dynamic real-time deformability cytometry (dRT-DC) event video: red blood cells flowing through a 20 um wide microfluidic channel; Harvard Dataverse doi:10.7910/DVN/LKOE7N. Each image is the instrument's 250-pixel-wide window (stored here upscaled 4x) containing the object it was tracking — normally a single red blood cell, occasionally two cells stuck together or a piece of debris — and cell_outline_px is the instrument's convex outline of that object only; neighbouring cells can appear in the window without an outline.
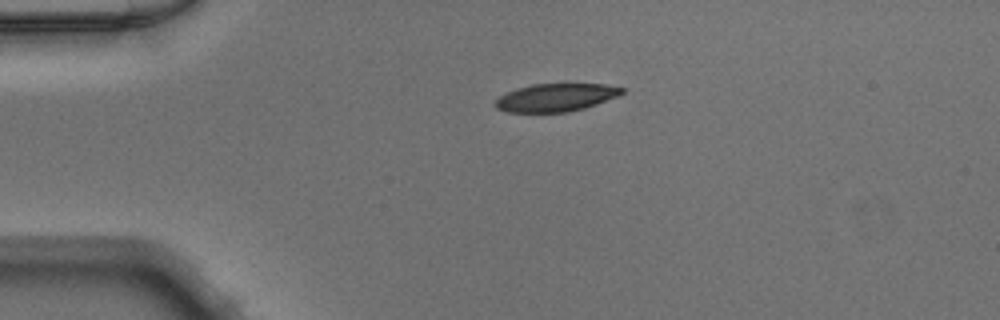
{"species": "Egyptian fruit bat (a non-hibernating species)", "species_latin": "Rousettus aegyptiacus", "temperature_condition": "warm", "stored_images_in_passage": 39, "camera_frame_rate_fps": 3000, "um_per_image_px": 0.085, "animal": {"sex": "male"}, "frame": {"image": 1, "passage_image": 1, "time_ms": 0.0, "image_size_px": [1000, 320], "cell_outline_px": [[624, 92], [620, 96], [584, 108], [568, 112], [508, 112], [496, 108], [492, 104], [492, 100], [516, 88], [532, 84], [604, 84], [624, 88]], "centroid_in_image_um": [47.22, 8.29], "position_along_channel_um": 37.8, "area_um2": 20.75}}
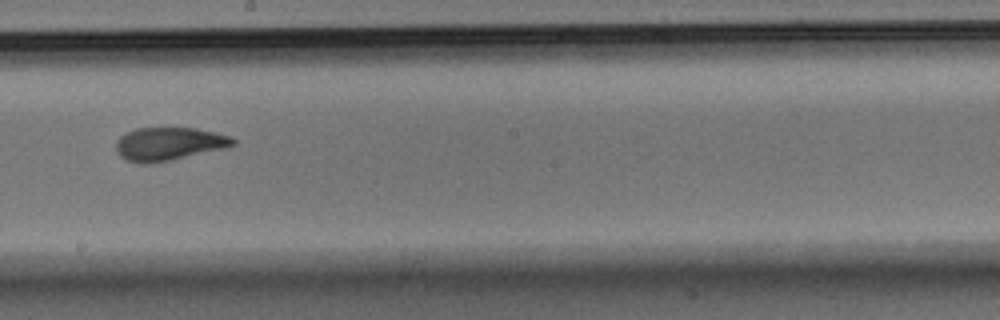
{"frame": {"image": 2, "passage_image": 18, "time_ms": 5.667, "image_size_px": [1000, 320], "cell_outline_px": [[236, 144], [224, 148], [172, 160], [148, 164], [140, 164], [124, 160], [116, 152], [116, 140], [120, 136], [136, 128], [196, 128], [216, 132], [232, 136], [236, 140]], "centroid_in_image_um": [14.34, 12.24], "position_along_channel_um": 233.9, "area_um2": 22.83}}
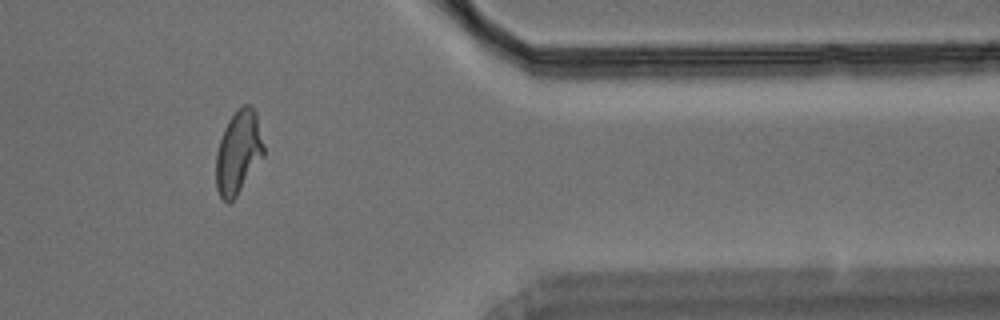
{"frame": {"image": 3, "passage_image": 31, "time_ms": 10.0, "image_size_px": [1000, 320], "cell_outline_px": [[264, 156], [236, 196], [228, 204], [220, 196], [216, 188], [216, 152], [224, 128], [228, 120], [236, 108], [244, 104], [248, 104], [256, 112], [264, 144]], "centroid_in_image_um": [20.26, 12.92], "position_along_channel_um": 391.1, "area_um2": 23.24}}